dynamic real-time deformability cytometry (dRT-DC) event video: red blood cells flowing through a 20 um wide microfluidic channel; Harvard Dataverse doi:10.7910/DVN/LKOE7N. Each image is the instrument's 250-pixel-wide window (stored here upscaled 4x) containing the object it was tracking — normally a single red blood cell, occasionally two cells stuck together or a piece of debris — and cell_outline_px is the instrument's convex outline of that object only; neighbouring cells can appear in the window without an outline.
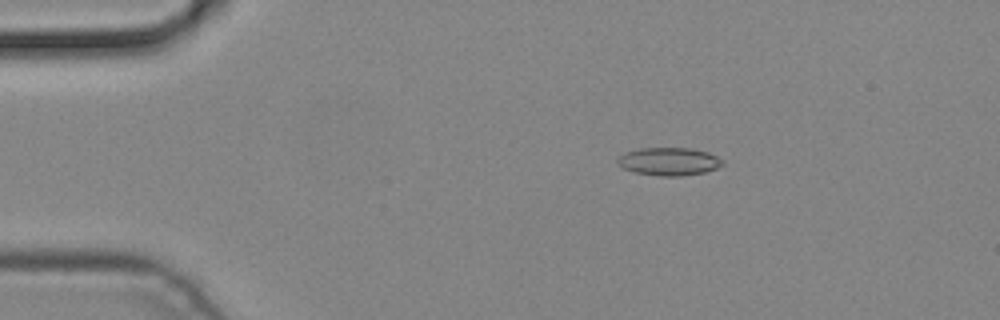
{"species": "common noctule bat (a hibernating species)", "species_latin": "Nyctalus noctula", "temperature_condition": "cold", "stored_images_in_passage": 4, "camera_frame_rate_fps": 3000, "um_per_image_px": 0.085, "animal": {"sex": "male", "body_mass_g": 19.2, "forearm_length_mm": 51.8}, "frame": {"image": 1, "passage_image": 2, "time_ms": 0.333, "image_size_px": [1000, 320], "cell_outline_px": [[724, 164], [716, 168], [704, 172], [680, 176], [660, 176], [636, 172], [624, 168], [616, 164], [616, 160], [624, 152], [640, 148], [692, 148], [708, 152], [724, 160]], "centroid_in_image_um": [56.86, 13.71], "position_along_channel_um": 28.1, "area_um2": 17.11}}
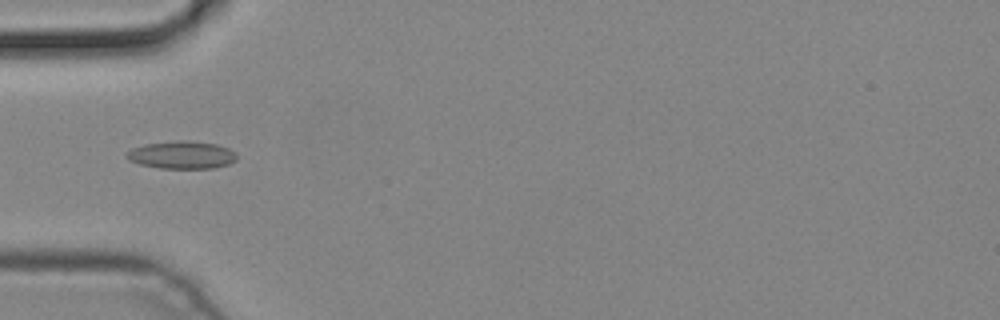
{"frame": {"image": 2, "passage_image": 4, "time_ms": 1.0, "image_size_px": [1000, 320], "cell_outline_px": [[236, 160], [228, 164], [212, 168], [160, 168], [140, 164], [128, 160], [124, 156], [132, 148], [144, 144], [176, 140], [188, 140], [216, 144], [228, 148], [236, 152]], "centroid_in_image_um": [15.44, 13.16], "position_along_channel_um": 69.6, "area_um2": 17.8}}